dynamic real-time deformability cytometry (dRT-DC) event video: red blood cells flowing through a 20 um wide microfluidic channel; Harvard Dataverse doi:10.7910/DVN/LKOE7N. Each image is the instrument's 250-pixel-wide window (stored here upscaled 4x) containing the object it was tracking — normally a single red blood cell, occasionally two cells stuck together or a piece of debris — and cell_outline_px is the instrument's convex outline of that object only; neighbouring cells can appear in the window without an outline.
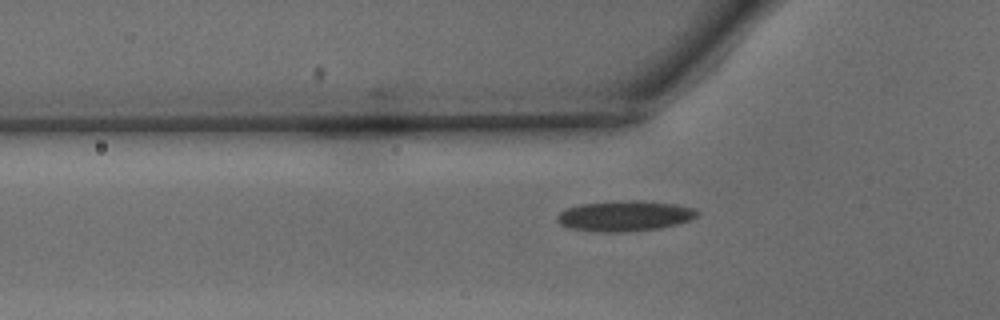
{"species": "common noctule bat (a hibernating species)", "species_latin": "Nyctalus noctula", "temperature_condition": "warm", "stored_images_in_passage": 36, "camera_frame_rate_fps": 3000, "um_per_image_px": 0.085, "animal": {"sex": "male", "body_mass_g": 15.6}, "frame": {"image": 1, "passage_image": 8, "time_ms": 2.333, "image_size_px": [1000, 320], "cell_outline_px": [[700, 212], [692, 220], [660, 228], [624, 232], [604, 232], [572, 228], [560, 224], [556, 220], [556, 216], [564, 208], [580, 204], [628, 200], [640, 200], [672, 204], [696, 208]], "centroid_in_image_um": [53.11, 18.35], "position_along_channel_um": 72.7, "area_um2": 24.85}}
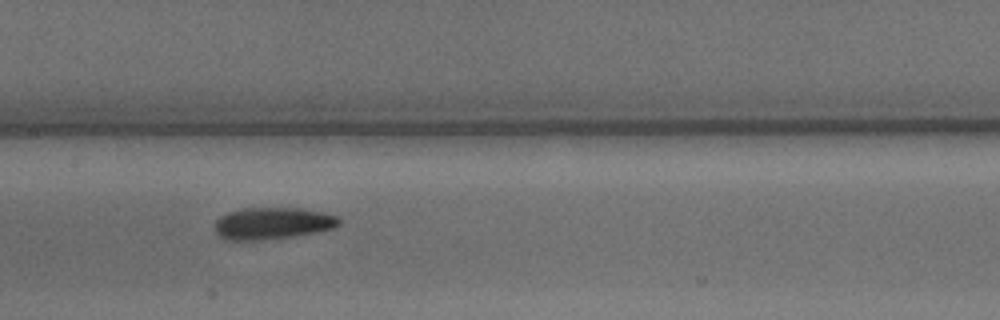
{"frame": {"image": 2, "passage_image": 16, "time_ms": 5.0, "image_size_px": [1000, 320], "cell_outline_px": [[340, 224], [336, 228], [316, 232], [292, 236], [260, 240], [228, 240], [220, 236], [216, 232], [216, 220], [220, 216], [228, 212], [240, 208], [300, 208], [324, 212], [340, 216]], "centroid_in_image_um": [23.21, 18.97], "position_along_channel_um": 184.2, "area_um2": 23.18}}
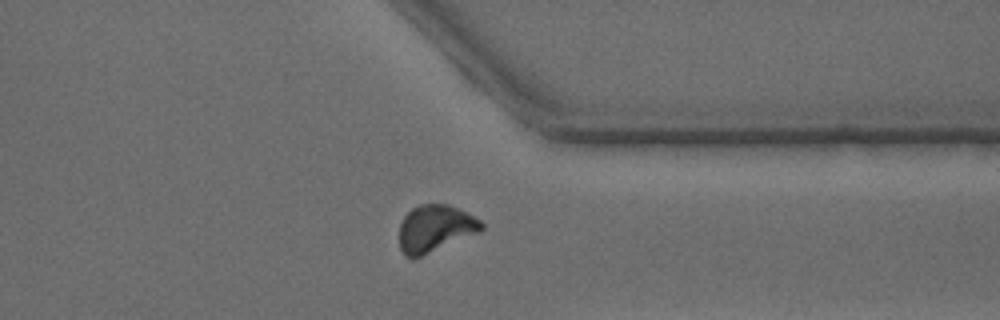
{"frame": {"image": 3, "passage_image": 30, "time_ms": 9.667, "image_size_px": [1000, 320], "cell_outline_px": [[484, 228], [480, 232], [412, 260], [404, 256], [400, 248], [400, 224], [404, 216], [412, 208], [420, 204], [448, 204], [480, 220], [484, 224]], "centroid_in_image_um": [36.96, 19.44], "position_along_channel_um": 374.4, "area_um2": 22.48}, "authors_computed_cell_mechanics": {"area_um2": 23.0622, "velocity_mm_per_s": 4.14, "shape_relaxation_time_tau1_ms": 2.7632, "shape_relaxation_time_tau2_ms": 3.4011, "deformation_change_tau1": 0.0995, "deformation_change_tau2": 0.0894}}